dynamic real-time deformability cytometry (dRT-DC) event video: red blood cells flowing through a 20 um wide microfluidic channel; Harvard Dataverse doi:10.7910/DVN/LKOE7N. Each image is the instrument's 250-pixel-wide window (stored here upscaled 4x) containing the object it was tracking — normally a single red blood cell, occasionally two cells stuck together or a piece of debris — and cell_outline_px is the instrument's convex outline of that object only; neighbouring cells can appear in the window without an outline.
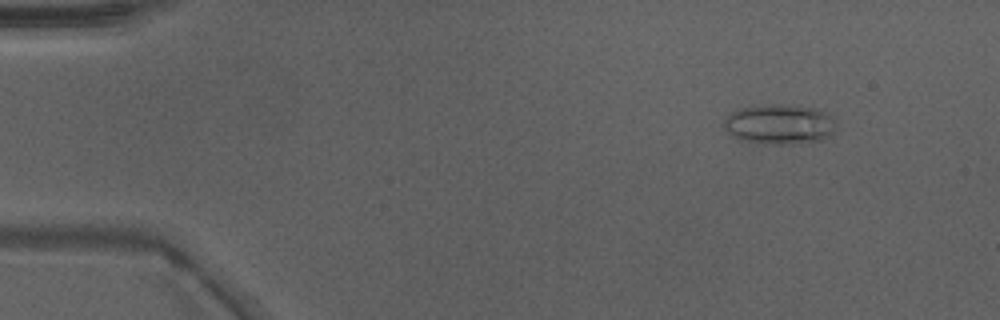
{"species": "Egyptian fruit bat (a non-hibernating species)", "species_latin": "Rousettus aegyptiacus", "temperature_condition": "warm", "stored_images_in_passage": 44, "camera_frame_rate_fps": 3000, "um_per_image_px": 0.085, "animal": {"sex": "male"}, "frame": {"image": 1, "passage_image": 1, "time_ms": 0.0, "image_size_px": [1000, 320], "cell_outline_px": [[832, 132], [824, 140], [788, 144], [764, 144], [740, 140], [732, 136], [724, 128], [724, 120], [732, 112], [740, 108], [772, 104], [780, 104], [816, 108], [832, 116]], "centroid_in_image_um": [66.21, 10.57], "position_along_channel_um": 18.8, "area_um2": 25.89}}
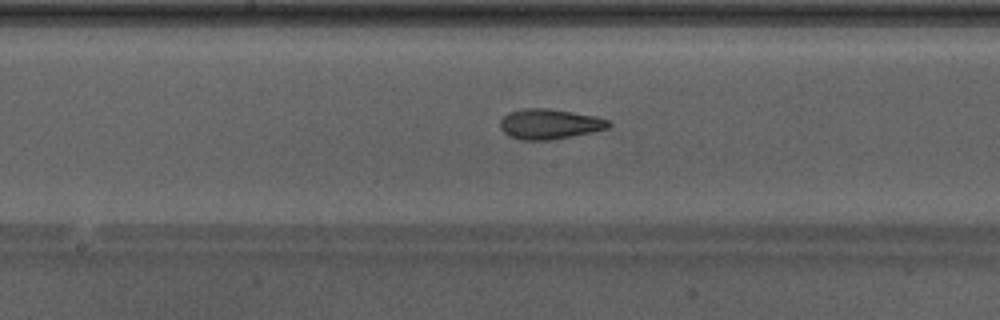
{"frame": {"image": 2, "passage_image": 21, "time_ms": 6.667, "image_size_px": [1000, 320], "cell_outline_px": [[612, 124], [608, 128], [592, 132], [552, 140], [520, 140], [508, 136], [500, 128], [500, 120], [508, 112], [520, 108], [548, 108], [596, 116], [608, 120]], "centroid_in_image_um": [46.68, 10.54], "position_along_channel_um": 201.5, "area_um2": 19.25}}
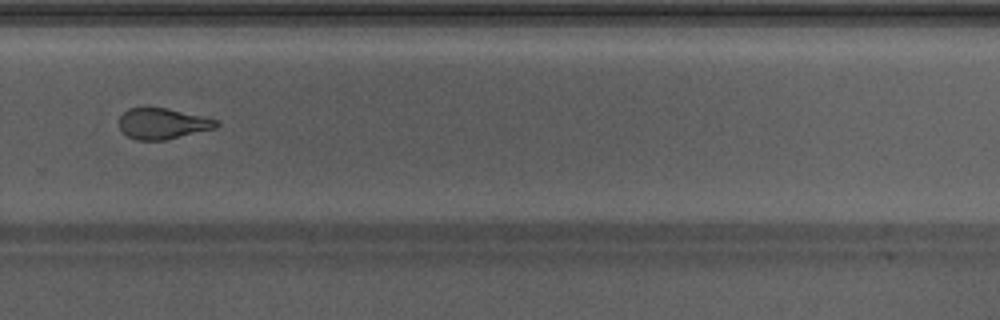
{"frame": {"image": 3, "passage_image": 29, "time_ms": 9.333, "image_size_px": [1000, 320], "cell_outline_px": [[220, 124], [216, 128], [164, 140], [136, 140], [128, 136], [120, 128], [120, 116], [128, 108], [144, 104], [168, 108], [204, 116], [220, 120]], "centroid_in_image_um": [13.83, 10.45], "position_along_channel_um": 316.0, "area_um2": 18.03}, "authors_computed_cell_mechanics": {"area_um2": 19.074, "velocity_mm_per_s": 4.3211, "shape_relaxation_time_tau1_ms": 10.2221, "shape_relaxation_time_tau2_ms": 2.1524, "deformation_change_tau1": 0.2463, "deformation_change_tau2": 0.1048}}